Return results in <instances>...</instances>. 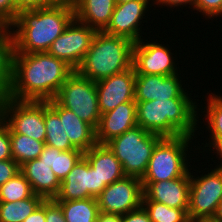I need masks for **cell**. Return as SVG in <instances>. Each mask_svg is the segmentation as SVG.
<instances>
[{
    "label": "cell",
    "mask_w": 222,
    "mask_h": 222,
    "mask_svg": "<svg viewBox=\"0 0 222 222\" xmlns=\"http://www.w3.org/2000/svg\"><path fill=\"white\" fill-rule=\"evenodd\" d=\"M75 70L48 52L9 53L5 96L21 101H49Z\"/></svg>",
    "instance_id": "obj_1"
},
{
    "label": "cell",
    "mask_w": 222,
    "mask_h": 222,
    "mask_svg": "<svg viewBox=\"0 0 222 222\" xmlns=\"http://www.w3.org/2000/svg\"><path fill=\"white\" fill-rule=\"evenodd\" d=\"M74 18L72 2L19 10L15 21L6 29L9 53L47 52Z\"/></svg>",
    "instance_id": "obj_2"
},
{
    "label": "cell",
    "mask_w": 222,
    "mask_h": 222,
    "mask_svg": "<svg viewBox=\"0 0 222 222\" xmlns=\"http://www.w3.org/2000/svg\"><path fill=\"white\" fill-rule=\"evenodd\" d=\"M195 100L156 99L136 102L137 125L162 137L186 135L195 138L196 131L200 129L199 120H202L199 119L201 108L197 107L199 105Z\"/></svg>",
    "instance_id": "obj_3"
},
{
    "label": "cell",
    "mask_w": 222,
    "mask_h": 222,
    "mask_svg": "<svg viewBox=\"0 0 222 222\" xmlns=\"http://www.w3.org/2000/svg\"><path fill=\"white\" fill-rule=\"evenodd\" d=\"M133 46L134 43L127 38L97 31L76 71L95 82L124 72L132 67Z\"/></svg>",
    "instance_id": "obj_4"
},
{
    "label": "cell",
    "mask_w": 222,
    "mask_h": 222,
    "mask_svg": "<svg viewBox=\"0 0 222 222\" xmlns=\"http://www.w3.org/2000/svg\"><path fill=\"white\" fill-rule=\"evenodd\" d=\"M163 137L135 126L105 145L120 161L125 176L142 179L156 144Z\"/></svg>",
    "instance_id": "obj_5"
},
{
    "label": "cell",
    "mask_w": 222,
    "mask_h": 222,
    "mask_svg": "<svg viewBox=\"0 0 222 222\" xmlns=\"http://www.w3.org/2000/svg\"><path fill=\"white\" fill-rule=\"evenodd\" d=\"M193 139L196 138L186 135L163 137L154 147L141 182H159L184 177L190 171L189 166L191 167L189 158L192 160V156H189V153L192 152L188 149L192 146L190 144Z\"/></svg>",
    "instance_id": "obj_6"
},
{
    "label": "cell",
    "mask_w": 222,
    "mask_h": 222,
    "mask_svg": "<svg viewBox=\"0 0 222 222\" xmlns=\"http://www.w3.org/2000/svg\"><path fill=\"white\" fill-rule=\"evenodd\" d=\"M54 99L62 107L73 111L80 119L96 130L101 112L95 81L81 76L75 70L62 85Z\"/></svg>",
    "instance_id": "obj_7"
},
{
    "label": "cell",
    "mask_w": 222,
    "mask_h": 222,
    "mask_svg": "<svg viewBox=\"0 0 222 222\" xmlns=\"http://www.w3.org/2000/svg\"><path fill=\"white\" fill-rule=\"evenodd\" d=\"M0 118L10 133L26 135L45 143L44 101H21L4 95L0 98Z\"/></svg>",
    "instance_id": "obj_8"
},
{
    "label": "cell",
    "mask_w": 222,
    "mask_h": 222,
    "mask_svg": "<svg viewBox=\"0 0 222 222\" xmlns=\"http://www.w3.org/2000/svg\"><path fill=\"white\" fill-rule=\"evenodd\" d=\"M190 168L189 220L213 218L222 199V168H213L200 176ZM204 174V175H203Z\"/></svg>",
    "instance_id": "obj_9"
},
{
    "label": "cell",
    "mask_w": 222,
    "mask_h": 222,
    "mask_svg": "<svg viewBox=\"0 0 222 222\" xmlns=\"http://www.w3.org/2000/svg\"><path fill=\"white\" fill-rule=\"evenodd\" d=\"M96 33L97 30L74 18L47 52L76 70L91 47Z\"/></svg>",
    "instance_id": "obj_10"
},
{
    "label": "cell",
    "mask_w": 222,
    "mask_h": 222,
    "mask_svg": "<svg viewBox=\"0 0 222 222\" xmlns=\"http://www.w3.org/2000/svg\"><path fill=\"white\" fill-rule=\"evenodd\" d=\"M143 195L141 179L124 176L107 185L97 197L99 212L125 215L142 206Z\"/></svg>",
    "instance_id": "obj_11"
},
{
    "label": "cell",
    "mask_w": 222,
    "mask_h": 222,
    "mask_svg": "<svg viewBox=\"0 0 222 222\" xmlns=\"http://www.w3.org/2000/svg\"><path fill=\"white\" fill-rule=\"evenodd\" d=\"M146 41V42H145ZM141 39L133 46L132 66L136 74L170 76L180 70L171 49L158 42ZM175 58V59H174ZM177 64V65H176ZM179 68V69H178Z\"/></svg>",
    "instance_id": "obj_12"
},
{
    "label": "cell",
    "mask_w": 222,
    "mask_h": 222,
    "mask_svg": "<svg viewBox=\"0 0 222 222\" xmlns=\"http://www.w3.org/2000/svg\"><path fill=\"white\" fill-rule=\"evenodd\" d=\"M106 184H100V178L83 156L66 175L60 184L55 201H70L97 198Z\"/></svg>",
    "instance_id": "obj_13"
},
{
    "label": "cell",
    "mask_w": 222,
    "mask_h": 222,
    "mask_svg": "<svg viewBox=\"0 0 222 222\" xmlns=\"http://www.w3.org/2000/svg\"><path fill=\"white\" fill-rule=\"evenodd\" d=\"M150 1L152 4H150ZM153 6V0H133L125 3H116L110 22L103 30L104 33L120 36L137 43L143 37L141 34L143 19ZM150 6V7H149ZM142 32V33H141Z\"/></svg>",
    "instance_id": "obj_14"
},
{
    "label": "cell",
    "mask_w": 222,
    "mask_h": 222,
    "mask_svg": "<svg viewBox=\"0 0 222 222\" xmlns=\"http://www.w3.org/2000/svg\"><path fill=\"white\" fill-rule=\"evenodd\" d=\"M181 73L170 76L136 74L135 102L162 99H192L187 88L183 86ZM187 91V92H186ZM189 93V94H188ZM190 95V96H189Z\"/></svg>",
    "instance_id": "obj_15"
},
{
    "label": "cell",
    "mask_w": 222,
    "mask_h": 222,
    "mask_svg": "<svg viewBox=\"0 0 222 222\" xmlns=\"http://www.w3.org/2000/svg\"><path fill=\"white\" fill-rule=\"evenodd\" d=\"M134 67L96 81L98 104L101 114L115 109L126 102H135Z\"/></svg>",
    "instance_id": "obj_16"
},
{
    "label": "cell",
    "mask_w": 222,
    "mask_h": 222,
    "mask_svg": "<svg viewBox=\"0 0 222 222\" xmlns=\"http://www.w3.org/2000/svg\"><path fill=\"white\" fill-rule=\"evenodd\" d=\"M142 201H156L171 208L188 209L190 171L184 176L159 182H142Z\"/></svg>",
    "instance_id": "obj_17"
},
{
    "label": "cell",
    "mask_w": 222,
    "mask_h": 222,
    "mask_svg": "<svg viewBox=\"0 0 222 222\" xmlns=\"http://www.w3.org/2000/svg\"><path fill=\"white\" fill-rule=\"evenodd\" d=\"M135 126H137L136 102L120 104L115 109L101 114L96 128L97 144H105Z\"/></svg>",
    "instance_id": "obj_18"
},
{
    "label": "cell",
    "mask_w": 222,
    "mask_h": 222,
    "mask_svg": "<svg viewBox=\"0 0 222 222\" xmlns=\"http://www.w3.org/2000/svg\"><path fill=\"white\" fill-rule=\"evenodd\" d=\"M49 106L63 119V128L71 144L81 151H88L97 144L96 130L80 119L73 111L62 107L55 99L48 101Z\"/></svg>",
    "instance_id": "obj_19"
},
{
    "label": "cell",
    "mask_w": 222,
    "mask_h": 222,
    "mask_svg": "<svg viewBox=\"0 0 222 222\" xmlns=\"http://www.w3.org/2000/svg\"><path fill=\"white\" fill-rule=\"evenodd\" d=\"M20 172L30 183L35 195L41 196L44 200L57 196L61 182L44 161L39 158L27 161L20 166Z\"/></svg>",
    "instance_id": "obj_20"
},
{
    "label": "cell",
    "mask_w": 222,
    "mask_h": 222,
    "mask_svg": "<svg viewBox=\"0 0 222 222\" xmlns=\"http://www.w3.org/2000/svg\"><path fill=\"white\" fill-rule=\"evenodd\" d=\"M75 18L94 28L103 31L110 22L116 6L115 0H73Z\"/></svg>",
    "instance_id": "obj_21"
},
{
    "label": "cell",
    "mask_w": 222,
    "mask_h": 222,
    "mask_svg": "<svg viewBox=\"0 0 222 222\" xmlns=\"http://www.w3.org/2000/svg\"><path fill=\"white\" fill-rule=\"evenodd\" d=\"M84 157L99 176L100 184L110 185L125 176L120 161L105 144L92 146Z\"/></svg>",
    "instance_id": "obj_22"
},
{
    "label": "cell",
    "mask_w": 222,
    "mask_h": 222,
    "mask_svg": "<svg viewBox=\"0 0 222 222\" xmlns=\"http://www.w3.org/2000/svg\"><path fill=\"white\" fill-rule=\"evenodd\" d=\"M83 156L84 152L77 148L61 151L45 144L39 159L51 167L56 177L62 182Z\"/></svg>",
    "instance_id": "obj_23"
},
{
    "label": "cell",
    "mask_w": 222,
    "mask_h": 222,
    "mask_svg": "<svg viewBox=\"0 0 222 222\" xmlns=\"http://www.w3.org/2000/svg\"><path fill=\"white\" fill-rule=\"evenodd\" d=\"M44 122L46 126L45 144L61 151L76 149L63 128V119L44 101Z\"/></svg>",
    "instance_id": "obj_24"
},
{
    "label": "cell",
    "mask_w": 222,
    "mask_h": 222,
    "mask_svg": "<svg viewBox=\"0 0 222 222\" xmlns=\"http://www.w3.org/2000/svg\"><path fill=\"white\" fill-rule=\"evenodd\" d=\"M62 208L66 222H96L99 213L97 198L56 201Z\"/></svg>",
    "instance_id": "obj_25"
},
{
    "label": "cell",
    "mask_w": 222,
    "mask_h": 222,
    "mask_svg": "<svg viewBox=\"0 0 222 222\" xmlns=\"http://www.w3.org/2000/svg\"><path fill=\"white\" fill-rule=\"evenodd\" d=\"M43 201L41 196L33 194L16 202H0V222H23Z\"/></svg>",
    "instance_id": "obj_26"
},
{
    "label": "cell",
    "mask_w": 222,
    "mask_h": 222,
    "mask_svg": "<svg viewBox=\"0 0 222 222\" xmlns=\"http://www.w3.org/2000/svg\"><path fill=\"white\" fill-rule=\"evenodd\" d=\"M12 159L19 165L40 157L45 143L29 136L10 133Z\"/></svg>",
    "instance_id": "obj_27"
},
{
    "label": "cell",
    "mask_w": 222,
    "mask_h": 222,
    "mask_svg": "<svg viewBox=\"0 0 222 222\" xmlns=\"http://www.w3.org/2000/svg\"><path fill=\"white\" fill-rule=\"evenodd\" d=\"M151 222H189L188 209L171 208L156 201H142Z\"/></svg>",
    "instance_id": "obj_28"
},
{
    "label": "cell",
    "mask_w": 222,
    "mask_h": 222,
    "mask_svg": "<svg viewBox=\"0 0 222 222\" xmlns=\"http://www.w3.org/2000/svg\"><path fill=\"white\" fill-rule=\"evenodd\" d=\"M33 194L30 183L20 171L0 186V202H16L30 198Z\"/></svg>",
    "instance_id": "obj_29"
},
{
    "label": "cell",
    "mask_w": 222,
    "mask_h": 222,
    "mask_svg": "<svg viewBox=\"0 0 222 222\" xmlns=\"http://www.w3.org/2000/svg\"><path fill=\"white\" fill-rule=\"evenodd\" d=\"M207 96L206 106L204 109L206 110V114L203 116L206 119V129L210 133L209 137H219L222 136V96H218L215 93H206Z\"/></svg>",
    "instance_id": "obj_30"
},
{
    "label": "cell",
    "mask_w": 222,
    "mask_h": 222,
    "mask_svg": "<svg viewBox=\"0 0 222 222\" xmlns=\"http://www.w3.org/2000/svg\"><path fill=\"white\" fill-rule=\"evenodd\" d=\"M10 38L6 32L0 38V98L4 96L8 84Z\"/></svg>",
    "instance_id": "obj_31"
},
{
    "label": "cell",
    "mask_w": 222,
    "mask_h": 222,
    "mask_svg": "<svg viewBox=\"0 0 222 222\" xmlns=\"http://www.w3.org/2000/svg\"><path fill=\"white\" fill-rule=\"evenodd\" d=\"M205 18L214 19L222 16V0H194L193 9ZM221 15V16H220Z\"/></svg>",
    "instance_id": "obj_32"
},
{
    "label": "cell",
    "mask_w": 222,
    "mask_h": 222,
    "mask_svg": "<svg viewBox=\"0 0 222 222\" xmlns=\"http://www.w3.org/2000/svg\"><path fill=\"white\" fill-rule=\"evenodd\" d=\"M16 0H0V23L7 29L19 13Z\"/></svg>",
    "instance_id": "obj_33"
},
{
    "label": "cell",
    "mask_w": 222,
    "mask_h": 222,
    "mask_svg": "<svg viewBox=\"0 0 222 222\" xmlns=\"http://www.w3.org/2000/svg\"><path fill=\"white\" fill-rule=\"evenodd\" d=\"M12 159L10 131L0 118V161Z\"/></svg>",
    "instance_id": "obj_34"
},
{
    "label": "cell",
    "mask_w": 222,
    "mask_h": 222,
    "mask_svg": "<svg viewBox=\"0 0 222 222\" xmlns=\"http://www.w3.org/2000/svg\"><path fill=\"white\" fill-rule=\"evenodd\" d=\"M46 222H66L61 206L54 200H45Z\"/></svg>",
    "instance_id": "obj_35"
},
{
    "label": "cell",
    "mask_w": 222,
    "mask_h": 222,
    "mask_svg": "<svg viewBox=\"0 0 222 222\" xmlns=\"http://www.w3.org/2000/svg\"><path fill=\"white\" fill-rule=\"evenodd\" d=\"M20 171V166L13 160L0 161V186L13 178Z\"/></svg>",
    "instance_id": "obj_36"
},
{
    "label": "cell",
    "mask_w": 222,
    "mask_h": 222,
    "mask_svg": "<svg viewBox=\"0 0 222 222\" xmlns=\"http://www.w3.org/2000/svg\"><path fill=\"white\" fill-rule=\"evenodd\" d=\"M122 222H151L148 212L143 206L121 215Z\"/></svg>",
    "instance_id": "obj_37"
},
{
    "label": "cell",
    "mask_w": 222,
    "mask_h": 222,
    "mask_svg": "<svg viewBox=\"0 0 222 222\" xmlns=\"http://www.w3.org/2000/svg\"><path fill=\"white\" fill-rule=\"evenodd\" d=\"M208 139H209V142L208 143L205 142V145L203 146L204 148H202L203 152L204 151L207 152L208 150H209V152L216 151V152H214V154L217 153L216 156L218 155L219 157L217 156L216 158H218V160H220L221 163L219 165L217 163V165H215V167L217 166V168H222V136L210 137ZM206 147H209L210 149L206 148ZM210 150H212V151H210Z\"/></svg>",
    "instance_id": "obj_38"
},
{
    "label": "cell",
    "mask_w": 222,
    "mask_h": 222,
    "mask_svg": "<svg viewBox=\"0 0 222 222\" xmlns=\"http://www.w3.org/2000/svg\"><path fill=\"white\" fill-rule=\"evenodd\" d=\"M54 3H56L54 0H16L17 7L20 10L46 7Z\"/></svg>",
    "instance_id": "obj_39"
},
{
    "label": "cell",
    "mask_w": 222,
    "mask_h": 222,
    "mask_svg": "<svg viewBox=\"0 0 222 222\" xmlns=\"http://www.w3.org/2000/svg\"><path fill=\"white\" fill-rule=\"evenodd\" d=\"M155 4L158 6H162L161 8H163V6L166 7H170V10L172 7H185L186 5H190L193 8V4H194V0H153V6H155Z\"/></svg>",
    "instance_id": "obj_40"
},
{
    "label": "cell",
    "mask_w": 222,
    "mask_h": 222,
    "mask_svg": "<svg viewBox=\"0 0 222 222\" xmlns=\"http://www.w3.org/2000/svg\"><path fill=\"white\" fill-rule=\"evenodd\" d=\"M23 222H46V218H45V200Z\"/></svg>",
    "instance_id": "obj_41"
},
{
    "label": "cell",
    "mask_w": 222,
    "mask_h": 222,
    "mask_svg": "<svg viewBox=\"0 0 222 222\" xmlns=\"http://www.w3.org/2000/svg\"><path fill=\"white\" fill-rule=\"evenodd\" d=\"M96 222H122V217L119 214L99 212Z\"/></svg>",
    "instance_id": "obj_42"
},
{
    "label": "cell",
    "mask_w": 222,
    "mask_h": 222,
    "mask_svg": "<svg viewBox=\"0 0 222 222\" xmlns=\"http://www.w3.org/2000/svg\"><path fill=\"white\" fill-rule=\"evenodd\" d=\"M213 219H215L217 222H222V199L217 206Z\"/></svg>",
    "instance_id": "obj_43"
},
{
    "label": "cell",
    "mask_w": 222,
    "mask_h": 222,
    "mask_svg": "<svg viewBox=\"0 0 222 222\" xmlns=\"http://www.w3.org/2000/svg\"><path fill=\"white\" fill-rule=\"evenodd\" d=\"M189 222H217V221L213 218H206V219L189 220Z\"/></svg>",
    "instance_id": "obj_44"
},
{
    "label": "cell",
    "mask_w": 222,
    "mask_h": 222,
    "mask_svg": "<svg viewBox=\"0 0 222 222\" xmlns=\"http://www.w3.org/2000/svg\"><path fill=\"white\" fill-rule=\"evenodd\" d=\"M6 28L0 23V38L6 33Z\"/></svg>",
    "instance_id": "obj_45"
},
{
    "label": "cell",
    "mask_w": 222,
    "mask_h": 222,
    "mask_svg": "<svg viewBox=\"0 0 222 222\" xmlns=\"http://www.w3.org/2000/svg\"><path fill=\"white\" fill-rule=\"evenodd\" d=\"M56 3H69L72 2L73 0H54Z\"/></svg>",
    "instance_id": "obj_46"
},
{
    "label": "cell",
    "mask_w": 222,
    "mask_h": 222,
    "mask_svg": "<svg viewBox=\"0 0 222 222\" xmlns=\"http://www.w3.org/2000/svg\"><path fill=\"white\" fill-rule=\"evenodd\" d=\"M116 3H125V2H128V1H133V0H115Z\"/></svg>",
    "instance_id": "obj_47"
}]
</instances>
